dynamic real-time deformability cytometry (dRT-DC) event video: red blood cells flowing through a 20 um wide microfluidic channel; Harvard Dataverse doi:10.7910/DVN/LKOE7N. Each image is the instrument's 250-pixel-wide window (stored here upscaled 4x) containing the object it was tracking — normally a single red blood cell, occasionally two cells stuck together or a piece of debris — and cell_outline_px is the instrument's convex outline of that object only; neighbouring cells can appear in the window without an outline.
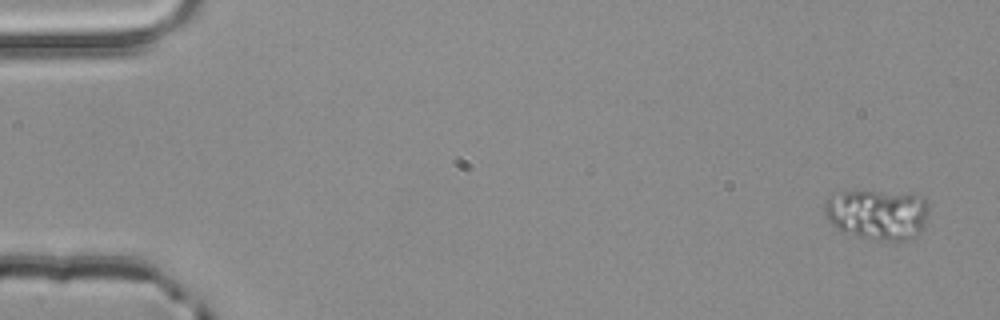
{"species": "common noctule bat (a hibernating species)", "species_latin": "Nyctalus noctula", "temperature_condition": "room temperature", "stored_images_in_passage": 4, "camera_frame_rate_fps": 3000, "um_per_image_px": 0.085, "animal": {"sex": "male", "body_mass_g": 20.4}, "frame": {"image": 1, "passage_image": 1, "time_ms": 0.0, "image_size_px": [1000, 320], "cell_outline_px": [[928, 212], [924, 228], [916, 236], [908, 240], [872, 240], [836, 228], [828, 220], [824, 212], [824, 200], [832, 192], [916, 192], [924, 196], [928, 204]], "centroid_in_image_um": [74.62, 18.19], "position_along_channel_um": 10.4, "area_um2": 31.15}}
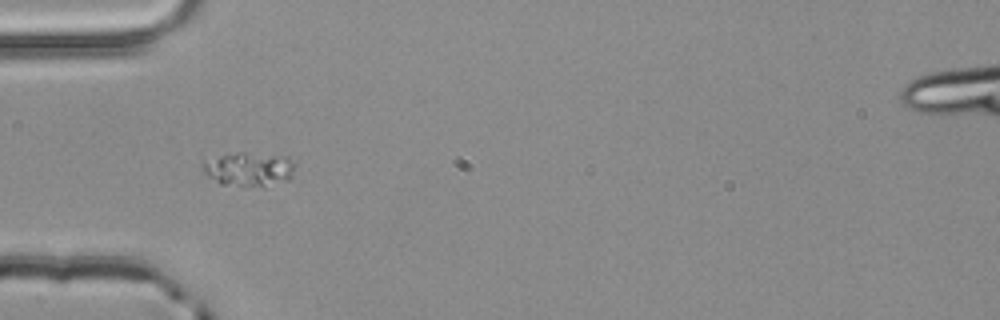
{"frame": {"image": 2, "passage_image": 4, "time_ms": 1.0, "image_size_px": [1000, 320], "cell_outline_px": [[296, 164], [288, 180], [264, 188], [220, 184], [208, 176], [204, 172], [204, 164], [228, 152], [244, 152], [288, 156]], "centroid_in_image_um": [21.24, 14.39], "position_along_channel_um": 63.8, "area_um2": 18.44}}